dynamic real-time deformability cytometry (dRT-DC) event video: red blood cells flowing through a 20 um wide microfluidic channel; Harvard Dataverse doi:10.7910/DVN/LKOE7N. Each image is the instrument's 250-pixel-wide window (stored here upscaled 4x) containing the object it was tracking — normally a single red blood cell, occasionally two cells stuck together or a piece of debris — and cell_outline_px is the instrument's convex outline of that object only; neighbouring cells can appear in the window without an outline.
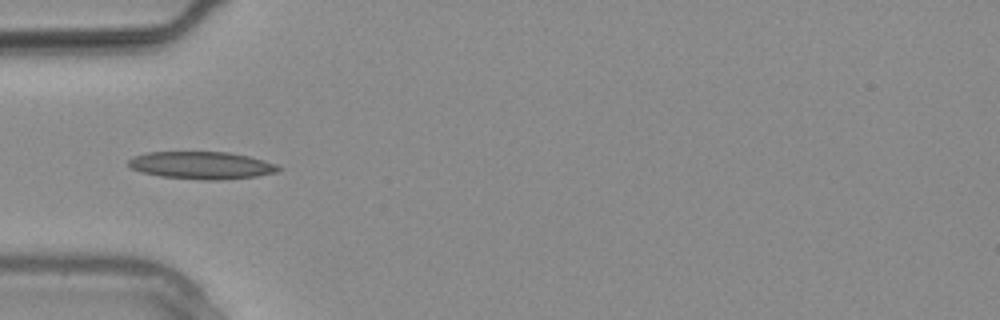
{"species": "common noctule bat (a hibernating species)", "species_latin": "Nyctalus noctula", "temperature_condition": "warm", "stored_images_in_passage": 3, "camera_frame_rate_fps": 3000, "um_per_image_px": 0.085, "animal": {"sex": "male", "body_mass_g": 20.4}, "frame": {"image": 1, "passage_image": 3, "time_ms": 0.667, "image_size_px": [1000, 320], "cell_outline_px": [[284, 168], [280, 172], [256, 176], [220, 180], [204, 180], [160, 176], [140, 172], [132, 168], [128, 164], [128, 160], [132, 156], [148, 152], [228, 152], [248, 156], [264, 160], [276, 164]], "centroid_in_image_um": [17.16, 14.05], "position_along_channel_um": 67.8, "area_um2": 24.16}}